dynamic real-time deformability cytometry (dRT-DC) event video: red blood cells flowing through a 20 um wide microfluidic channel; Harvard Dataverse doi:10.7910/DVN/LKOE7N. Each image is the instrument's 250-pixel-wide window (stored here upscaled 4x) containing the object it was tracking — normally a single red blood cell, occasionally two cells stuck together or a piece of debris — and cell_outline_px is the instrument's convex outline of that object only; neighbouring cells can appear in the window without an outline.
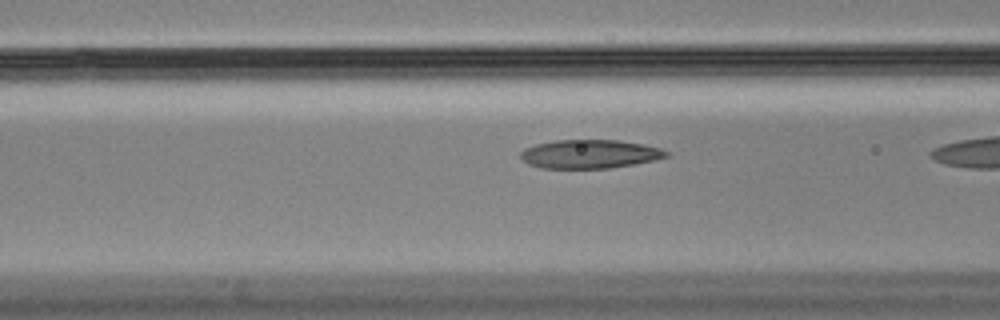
{"species": "Egyptian fruit bat (a non-hibernating species)", "species_latin": "Rousettus aegyptiacus", "temperature_condition": "cold", "stored_images_in_passage": 37, "camera_frame_rate_fps": 3000, "um_per_image_px": 0.085, "animal": {"sex": "male"}, "frame": {"image": 1, "passage_image": 18, "time_ms": 5.667, "image_size_px": [1000, 320], "cell_outline_px": [[668, 156], [656, 160], [608, 168], [540, 168], [528, 164], [520, 156], [520, 152], [524, 148], [536, 144], [556, 140], [620, 140], [644, 144], [660, 148], [668, 152]], "centroid_in_image_um": [50.12, 13.09], "position_along_channel_um": 116.5, "area_um2": 24.33}}
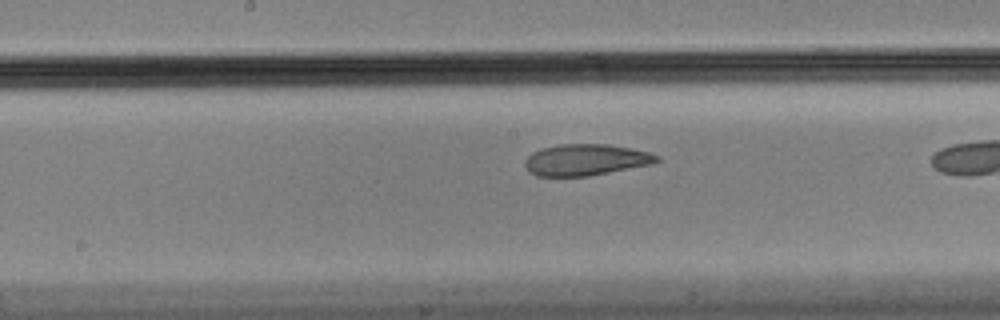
{"frame": {"image": 2, "passage_image": 25, "time_ms": 8.0, "image_size_px": [1000, 320], "cell_outline_px": [[660, 160], [652, 164], [588, 176], [536, 176], [528, 172], [524, 164], [524, 160], [532, 152], [544, 148], [560, 144], [608, 144], [632, 148], [648, 152], [660, 156]], "centroid_in_image_um": [49.78, 13.58], "position_along_channel_um": 198.4, "area_um2": 24.16}}